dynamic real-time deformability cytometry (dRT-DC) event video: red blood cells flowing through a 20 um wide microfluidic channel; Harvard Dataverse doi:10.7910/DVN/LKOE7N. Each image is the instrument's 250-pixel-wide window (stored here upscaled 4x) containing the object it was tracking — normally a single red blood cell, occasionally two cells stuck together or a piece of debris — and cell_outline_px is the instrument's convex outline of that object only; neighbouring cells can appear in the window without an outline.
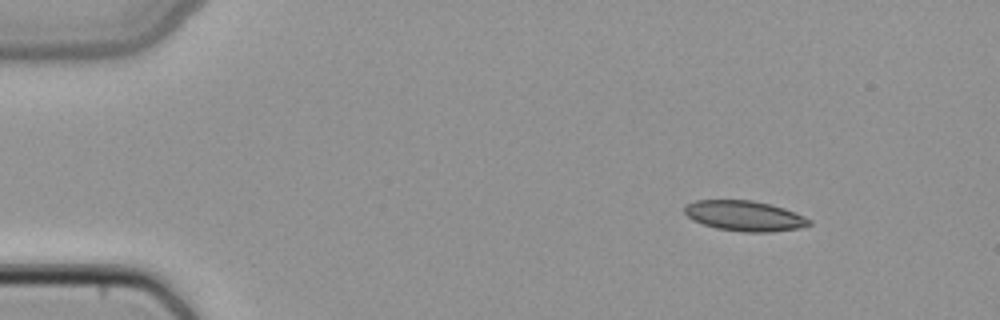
{"species": "common noctule bat (a hibernating species)", "species_latin": "Nyctalus noctula", "temperature_condition": "cold", "stored_images_in_passage": 44, "camera_frame_rate_fps": 3000, "um_per_image_px": 0.085, "animal": {"sex": "female", "body_mass_g": 22.7, "forearm_length_mm": 54.2}, "frame": {"image": 1, "passage_image": 1, "time_ms": 0.0, "image_size_px": [1000, 320], "cell_outline_px": [[812, 224], [800, 228], [772, 232], [744, 232], [716, 228], [692, 220], [684, 212], [684, 208], [688, 204], [696, 200], [752, 200], [784, 208], [804, 216], [812, 220]], "centroid_in_image_um": [63.31, 18.35], "position_along_channel_um": 21.7, "area_um2": 21.96}}
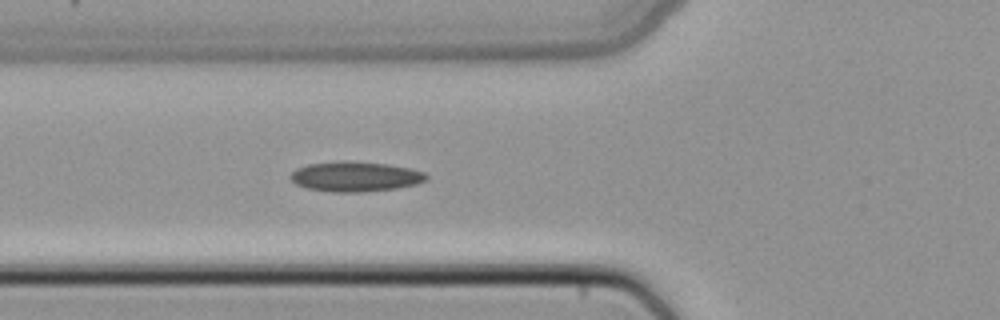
{"frame": {"image": 2, "passage_image": 13, "time_ms": 4.0, "image_size_px": [1000, 320], "cell_outline_px": [[428, 180], [416, 184], [396, 188], [360, 192], [332, 192], [308, 188], [296, 184], [288, 176], [296, 168], [308, 164], [344, 160], [348, 160], [388, 164], [412, 168], [424, 172], [428, 176]], "centroid_in_image_um": [30.21, 14.99], "position_along_channel_um": 95.6, "area_um2": 23.93}}
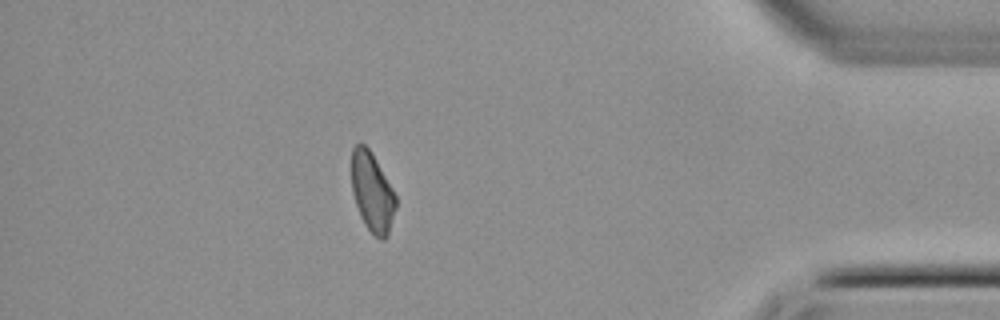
{"frame": {"image": 3, "passage_image": 38, "time_ms": 12.333, "image_size_px": [1000, 320], "cell_outline_px": [[396, 208], [388, 236], [384, 240], [380, 240], [372, 236], [364, 224], [360, 216], [352, 192], [352, 148], [356, 144], [364, 144], [372, 152], [392, 188], [396, 196]], "centroid_in_image_um": [31.64, 16.39], "position_along_channel_um": 403.6, "area_um2": 20.63}}